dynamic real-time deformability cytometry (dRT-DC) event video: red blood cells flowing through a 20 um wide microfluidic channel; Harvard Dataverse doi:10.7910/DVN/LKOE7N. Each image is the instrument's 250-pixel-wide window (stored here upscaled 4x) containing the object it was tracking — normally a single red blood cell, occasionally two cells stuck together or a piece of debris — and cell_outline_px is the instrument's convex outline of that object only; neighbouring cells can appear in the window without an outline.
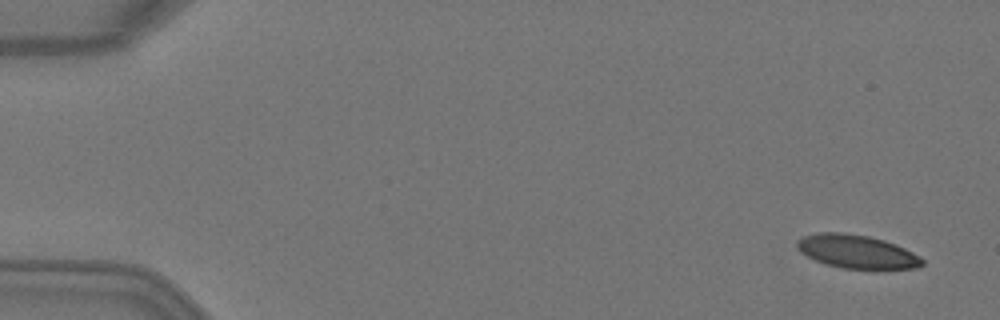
{"species": "Egyptian fruit bat (a non-hibernating species)", "species_latin": "Rousettus aegyptiacus", "temperature_condition": "warm", "stored_images_in_passage": 3, "camera_frame_rate_fps": 3000, "um_per_image_px": 0.085, "animal": {"sex": "female"}, "frame": {"image": 1, "passage_image": 1, "time_ms": 0.0, "image_size_px": [1000, 320], "cell_outline_px": [[924, 264], [920, 268], [840, 268], [824, 264], [800, 252], [796, 248], [796, 240], [804, 236], [820, 232], [844, 232], [868, 236], [884, 240], [896, 244], [920, 256], [924, 260]], "centroid_in_image_um": [72.81, 21.38], "position_along_channel_um": 12.2, "area_um2": 24.39}}